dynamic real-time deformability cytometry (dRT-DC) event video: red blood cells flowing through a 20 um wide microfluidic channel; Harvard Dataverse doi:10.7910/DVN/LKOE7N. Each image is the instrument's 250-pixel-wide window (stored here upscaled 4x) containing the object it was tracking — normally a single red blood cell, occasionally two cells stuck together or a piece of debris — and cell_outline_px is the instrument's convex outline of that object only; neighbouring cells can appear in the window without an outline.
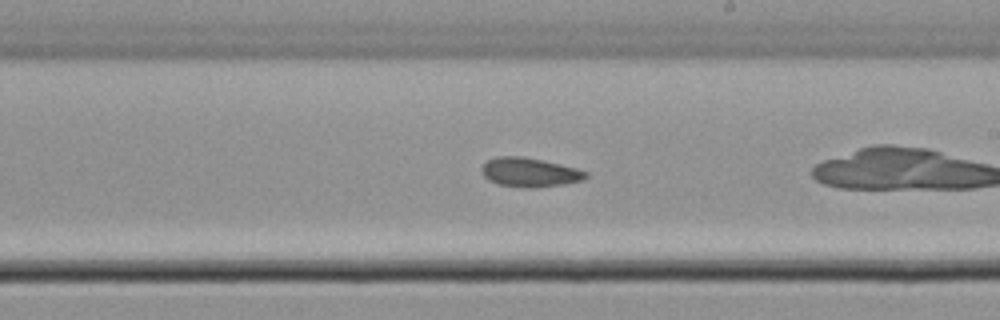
{"species": "common noctule bat (a hibernating species)", "species_latin": "Nyctalus noctula", "temperature_condition": "cold", "stored_images_in_passage": 41, "camera_frame_rate_fps": 3000, "um_per_image_px": 0.085, "animal": {"sex": "male", "body_mass_g": 21.5, "forearm_length_mm": 52.0}, "frame": {"image": 1, "passage_image": 30, "time_ms": 9.667, "image_size_px": [1000, 320], "cell_outline_px": [[588, 176], [584, 180], [564, 184], [524, 188], [500, 184], [488, 180], [480, 172], [480, 168], [488, 160], [496, 156], [524, 156], [560, 164], [576, 168], [588, 172]], "centroid_in_image_um": [45.01, 14.63], "position_along_channel_um": 244.0, "area_um2": 17.69}}